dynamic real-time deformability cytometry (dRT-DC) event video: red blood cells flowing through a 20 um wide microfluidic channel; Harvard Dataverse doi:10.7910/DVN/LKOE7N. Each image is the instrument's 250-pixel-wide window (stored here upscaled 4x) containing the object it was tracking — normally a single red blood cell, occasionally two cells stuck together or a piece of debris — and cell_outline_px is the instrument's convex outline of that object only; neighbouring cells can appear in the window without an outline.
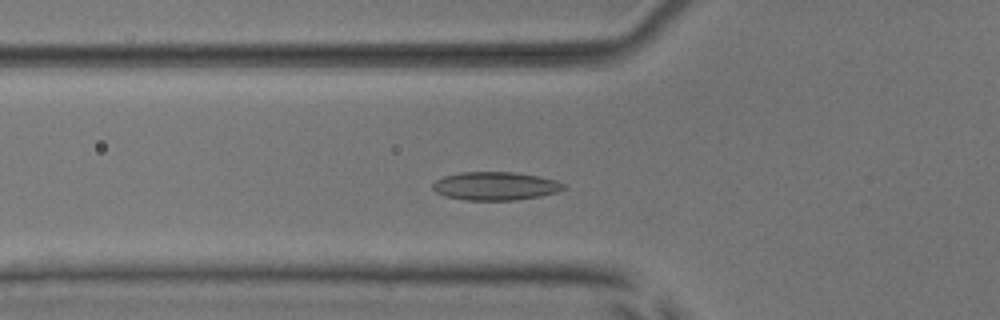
{"species": "common noctule bat (a hibernating species)", "species_latin": "Nyctalus noctula", "temperature_condition": "room temperature", "stored_images_in_passage": 51, "segment_of_instrument_passage": [1, 2], "camera_frame_rate_fps": 3000, "um_per_image_px": 0.085, "animal": {"sex": "male", "body_mass_g": 17.9, "forearm_length_mm": 54.2}, "frame": {"image": 1, "passage_image": 16, "time_ms": 5.0, "image_size_px": [1000, 320], "cell_outline_px": [[564, 188], [556, 192], [540, 196], [516, 200], [464, 200], [444, 196], [436, 192], [432, 188], [432, 184], [436, 180], [444, 176], [460, 172], [512, 172], [540, 176], [556, 180], [564, 184]], "centroid_in_image_um": [42.07, 15.81], "position_along_channel_um": 83.7, "area_um2": 21.62}}
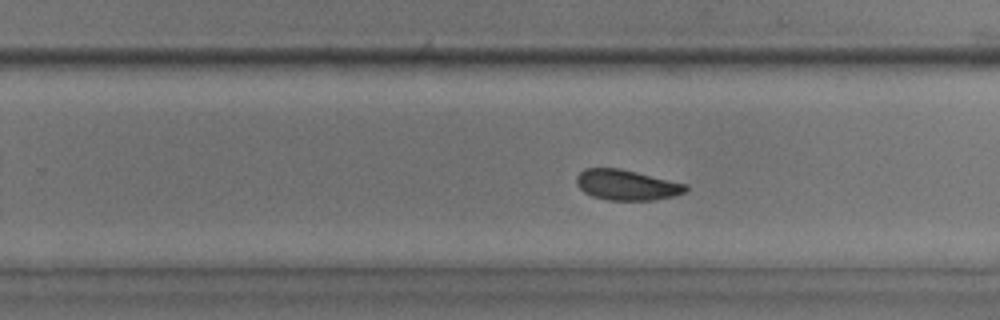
{"frame": {"image": 2, "passage_image": 31, "time_ms": 10.0, "image_size_px": [1000, 320], "cell_outline_px": [[688, 188], [684, 192], [672, 196], [652, 200], [608, 200], [592, 196], [584, 192], [576, 184], [576, 176], [584, 168], [620, 168], [688, 184]], "centroid_in_image_um": [53.24, 15.71], "position_along_channel_um": 276.6, "area_um2": 19.36}}
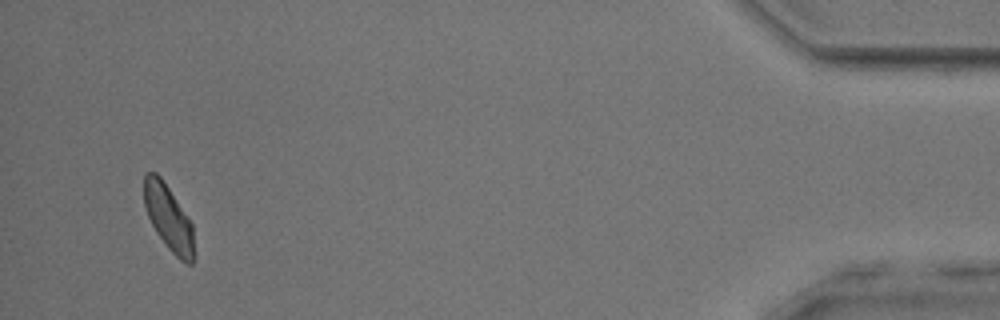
{"frame": {"image": 3, "passage_image": 48, "time_ms": 15.667, "image_size_px": [1000, 320], "cell_outline_px": [[192, 264], [188, 264], [180, 260], [168, 248], [156, 232], [148, 216], [144, 204], [144, 172], [156, 172], [160, 176], [192, 224]], "centroid_in_image_um": [14.28, 18.48], "position_along_channel_um": 420.9, "area_um2": 18.44}}